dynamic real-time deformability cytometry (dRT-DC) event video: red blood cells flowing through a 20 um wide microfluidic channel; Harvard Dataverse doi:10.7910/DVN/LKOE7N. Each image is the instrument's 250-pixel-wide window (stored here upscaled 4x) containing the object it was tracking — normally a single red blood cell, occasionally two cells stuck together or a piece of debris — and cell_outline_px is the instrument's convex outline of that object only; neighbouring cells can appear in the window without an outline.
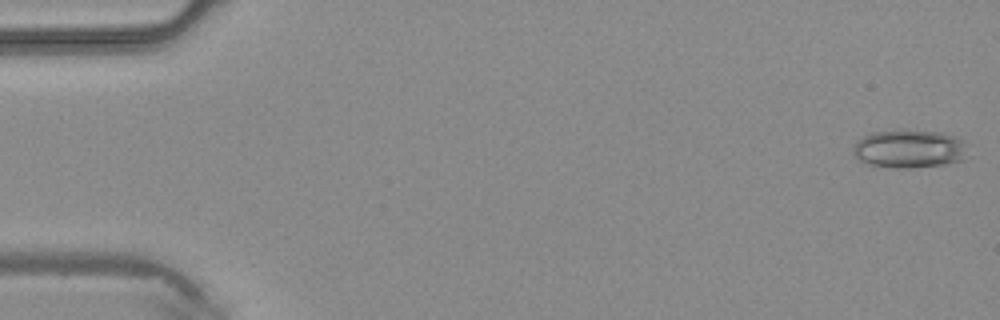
{"species": "common noctule bat (a hibernating species)", "species_latin": "Nyctalus noctula", "temperature_condition": "warm", "stored_images_in_passage": 4, "camera_frame_rate_fps": 3000, "um_per_image_px": 0.085, "animal": {"sex": "male", "body_mass_g": 20.4}, "frame": {"image": 1, "passage_image": 1, "time_ms": 0.0, "image_size_px": [1000, 320], "cell_outline_px": [[972, 144], [960, 160], [944, 164], [912, 168], [892, 168], [868, 164], [860, 160], [852, 152], [852, 148], [856, 140], [872, 132], [904, 128], [940, 132], [952, 136]], "centroid_in_image_um": [77.28, 12.62], "position_along_channel_um": 7.7, "area_um2": 26.13}}